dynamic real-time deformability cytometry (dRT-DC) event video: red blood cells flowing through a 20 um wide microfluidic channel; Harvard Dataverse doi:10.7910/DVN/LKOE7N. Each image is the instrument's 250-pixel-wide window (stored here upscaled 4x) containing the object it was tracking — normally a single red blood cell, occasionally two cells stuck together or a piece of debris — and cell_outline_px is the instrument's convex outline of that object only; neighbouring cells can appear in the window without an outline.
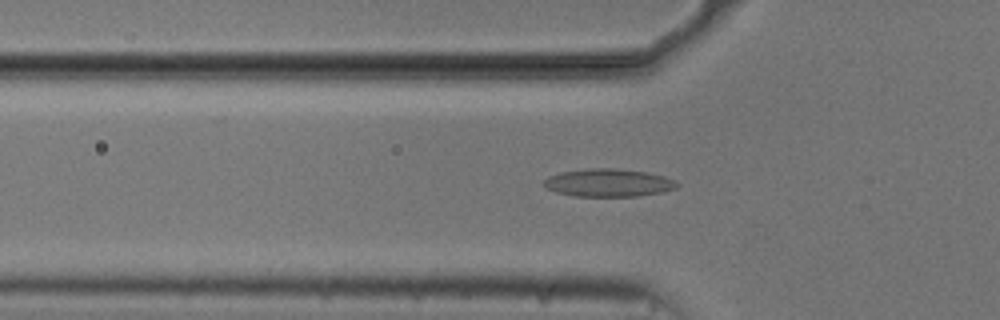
{"species": "common noctule bat (a hibernating species)", "species_latin": "Nyctalus noctula", "temperature_condition": "cold", "stored_images_in_passage": 45, "camera_frame_rate_fps": 3000, "um_per_image_px": 0.085, "animal": {"sex": "male", "body_mass_g": 20.5, "forearm_length_mm": 52.5}, "frame": {"image": 1, "passage_image": 9, "time_ms": 2.667, "image_size_px": [1000, 320], "cell_outline_px": [[680, 184], [676, 188], [660, 192], [640, 196], [576, 196], [556, 192], [548, 188], [544, 184], [544, 180], [548, 176], [560, 172], [588, 168], [612, 168], [648, 172], [664, 176], [676, 180]], "centroid_in_image_um": [51.74, 15.53], "position_along_channel_um": 74.1, "area_um2": 21.62}}
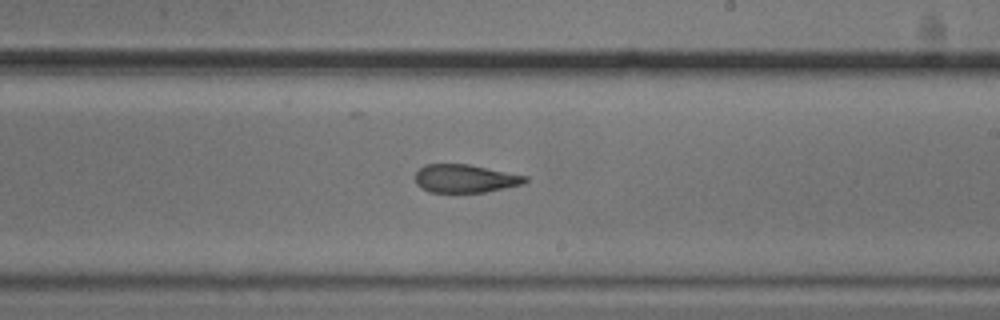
{"frame": {"image": 2, "passage_image": 23, "time_ms": 7.333, "image_size_px": [1000, 320], "cell_outline_px": [[528, 180], [524, 184], [484, 192], [428, 192], [416, 184], [416, 172], [424, 164], [468, 164], [528, 176]], "centroid_in_image_um": [39.54, 15.17], "position_along_channel_um": 249.5, "area_um2": 18.03}}
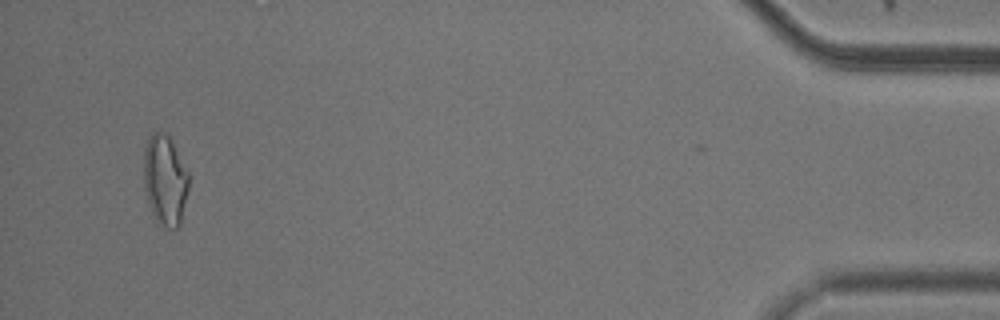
{"frame": {"image": 3, "passage_image": 43, "time_ms": 14.0, "image_size_px": [1000, 320], "cell_outline_px": [[188, 188], [180, 224], [176, 228], [168, 228], [156, 220], [148, 204], [144, 188], [144, 148], [148, 136], [152, 132], [164, 132], [168, 136], [188, 172]], "centroid_in_image_um": [14.0, 15.3], "position_along_channel_um": 421.2, "area_um2": 23.41}, "authors_computed_cell_mechanics": {"area_um2": 19.8832, "velocity_mm_per_s": 3.7368, "shape_relaxation_time_tau1_ms": null, "shape_relaxation_time_tau2_ms": 5.3851, "deformation_change_tau1": null, "deformation_change_tau2": 0.1501}}